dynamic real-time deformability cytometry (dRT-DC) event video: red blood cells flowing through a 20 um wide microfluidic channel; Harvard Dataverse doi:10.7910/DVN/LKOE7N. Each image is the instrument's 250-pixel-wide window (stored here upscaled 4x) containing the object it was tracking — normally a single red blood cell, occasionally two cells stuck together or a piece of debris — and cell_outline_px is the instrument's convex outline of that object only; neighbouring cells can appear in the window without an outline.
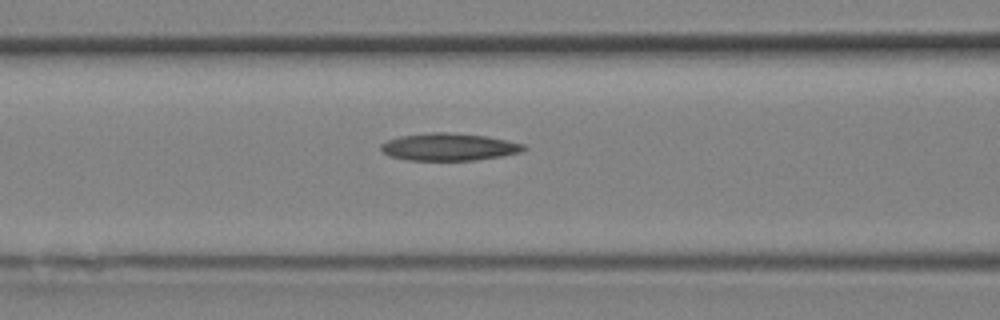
{"species": "Egyptian fruit bat (a non-hibernating species)", "species_latin": "Rousettus aegyptiacus", "temperature_condition": "room temperature", "stored_images_in_passage": 8, "segment_of_instrument_passage": [1, 2], "camera_frame_rate_fps": 3000, "um_per_image_px": 0.085, "animal": {"sex": "female"}, "frame": {"image": 1, "passage_image": 5, "time_ms": 1.333, "image_size_px": [1000, 320], "cell_outline_px": [[528, 148], [520, 152], [500, 156], [476, 160], [408, 160], [388, 156], [380, 148], [380, 144], [388, 140], [400, 136], [432, 132], [444, 132], [484, 136], [524, 144]], "centroid_in_image_um": [38.12, 12.49], "position_along_channel_um": 128.5, "area_um2": 22.54}}
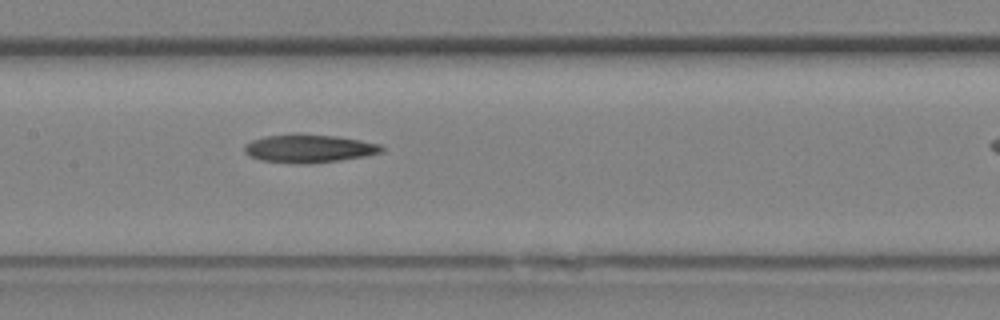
{"frame": {"image": 2, "passage_image": 7, "time_ms": 2.0, "image_size_px": [1000, 320], "cell_outline_px": [[384, 152], [364, 156], [340, 160], [312, 164], [304, 164], [260, 160], [248, 156], [244, 152], [244, 148], [252, 140], [264, 136], [336, 136], [360, 140], [380, 144], [384, 148]], "centroid_in_image_um": [26.3, 12.66], "position_along_channel_um": 181.1, "area_um2": 21.85}}